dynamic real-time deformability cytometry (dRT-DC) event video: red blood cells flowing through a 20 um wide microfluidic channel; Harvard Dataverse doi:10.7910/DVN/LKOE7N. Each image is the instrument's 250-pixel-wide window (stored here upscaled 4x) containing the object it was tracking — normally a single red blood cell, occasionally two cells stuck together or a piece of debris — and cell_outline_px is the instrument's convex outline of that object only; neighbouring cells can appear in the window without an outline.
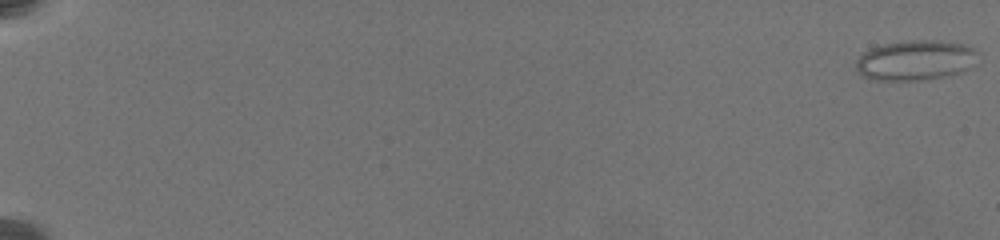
{"species": "common noctule bat (a hibernating species)", "species_latin": "Nyctalus noctula", "temperature_condition": "warm", "stored_images_in_passage": 16, "camera_frame_rate_fps": 3000, "um_per_image_px": 0.085, "animal": {"sex": "female", "body_mass_g": 19.5, "forearm_length_mm": 54.1}, "frame": {"image": 1, "passage_image": 1, "time_ms": 0.0, "image_size_px": [1000, 240], "cell_outline_px": [[976, 52], [968, 68], [956, 72], [940, 76], [916, 80], [876, 80], [860, 76], [856, 68], [856, 60], [864, 52], [872, 48], [884, 44], [912, 40], [932, 40], [960, 44], [972, 48]], "centroid_in_image_um": [77.68, 5.12], "position_along_channel_um": 7.3, "area_um2": 27.51}}